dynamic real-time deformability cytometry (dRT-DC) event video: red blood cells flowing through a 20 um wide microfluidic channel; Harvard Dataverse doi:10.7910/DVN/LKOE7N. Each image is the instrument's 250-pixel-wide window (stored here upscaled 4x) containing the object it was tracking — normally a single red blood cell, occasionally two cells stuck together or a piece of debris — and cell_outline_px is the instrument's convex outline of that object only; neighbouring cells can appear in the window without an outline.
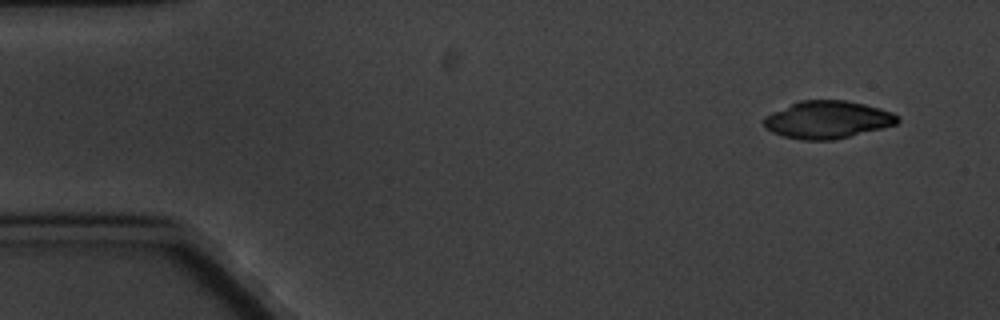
{"species": "common noctule bat (a hibernating species)", "species_latin": "Nyctalus noctula", "temperature_condition": "cold", "stored_images_in_passage": 7, "camera_frame_rate_fps": 3000, "um_per_image_px": 0.085, "animal": {"sex": "male", "body_mass_g": 20.1, "forearm_length_mm": 53.5}, "frame": {"image": 1, "passage_image": 1, "time_ms": 0.0, "image_size_px": [1000, 320], "cell_outline_px": [[900, 120], [896, 124], [832, 140], [800, 140], [784, 136], [772, 132], [764, 128], [760, 120], [764, 116], [772, 112], [800, 100], [844, 100], [864, 104], [880, 108], [892, 112]], "centroid_in_image_um": [70.26, 10.17], "position_along_channel_um": 14.7, "area_um2": 29.13}}